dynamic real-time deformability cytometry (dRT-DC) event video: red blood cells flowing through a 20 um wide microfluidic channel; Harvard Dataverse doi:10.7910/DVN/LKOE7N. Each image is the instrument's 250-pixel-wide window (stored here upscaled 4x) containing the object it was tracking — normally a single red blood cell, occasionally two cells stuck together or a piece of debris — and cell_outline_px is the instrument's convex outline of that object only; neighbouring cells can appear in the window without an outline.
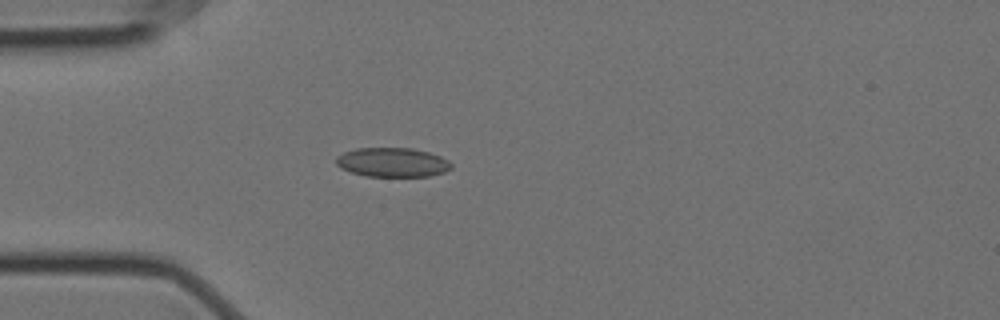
{"species": "Egyptian fruit bat (a non-hibernating species)", "species_latin": "Rousettus aegyptiacus", "temperature_condition": "cold", "stored_images_in_passage": 42, "camera_frame_rate_fps": 3000, "um_per_image_px": 0.085, "animal": {"sex": "female"}, "frame": {"image": 1, "passage_image": 1, "time_ms": 0.0, "image_size_px": [1000, 320], "cell_outline_px": [[452, 168], [444, 172], [428, 176], [368, 176], [352, 172], [340, 168], [336, 164], [336, 156], [344, 152], [356, 148], [412, 148], [428, 152], [440, 156], [448, 160], [452, 164]], "centroid_in_image_um": [33.35, 13.79], "position_along_channel_um": 51.6, "area_um2": 19.59}}
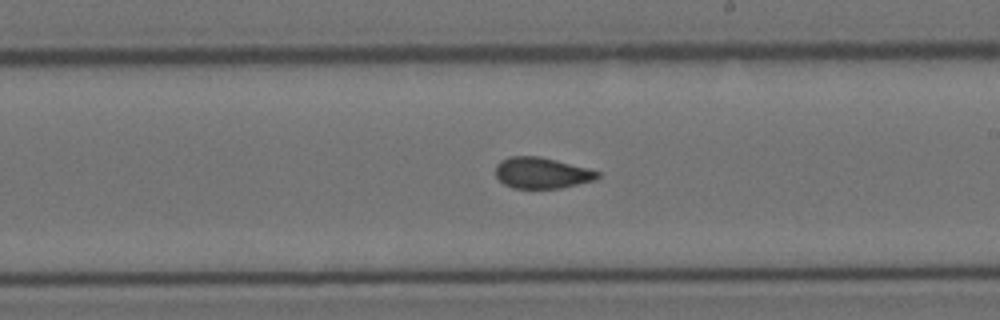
{"frame": {"image": 2, "passage_image": 18, "time_ms": 5.667, "image_size_px": [1000, 320], "cell_outline_px": [[600, 176], [596, 180], [560, 188], [512, 188], [504, 184], [496, 176], [496, 164], [500, 160], [508, 156], [540, 156], [588, 168], [600, 172]], "centroid_in_image_um": [46.04, 14.69], "position_along_channel_um": 243.0, "area_um2": 18.55}}
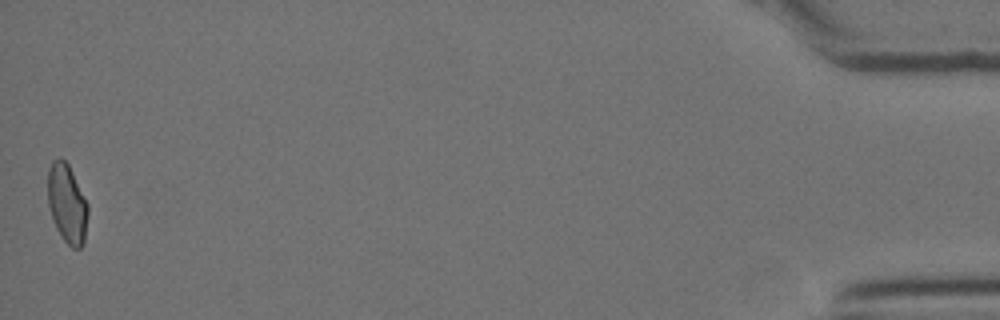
{"frame": {"image": 3, "passage_image": 42, "time_ms": 13.667, "image_size_px": [1000, 320], "cell_outline_px": [[88, 216], [84, 244], [80, 248], [72, 248], [64, 240], [56, 228], [52, 220], [48, 204], [48, 172], [52, 160], [60, 156], [68, 164], [88, 204]], "centroid_in_image_um": [5.7, 17.32], "position_along_channel_um": 429.5, "area_um2": 18.55}, "authors_computed_cell_mechanics": {"area_um2": 18.6694, "velocity_mm_per_s": 3.5313, "shape_relaxation_time_tau1_ms": null, "shape_relaxation_time_tau2_ms": 2.0704, "deformation_change_tau1": null, "deformation_change_tau2": 0.0701}}